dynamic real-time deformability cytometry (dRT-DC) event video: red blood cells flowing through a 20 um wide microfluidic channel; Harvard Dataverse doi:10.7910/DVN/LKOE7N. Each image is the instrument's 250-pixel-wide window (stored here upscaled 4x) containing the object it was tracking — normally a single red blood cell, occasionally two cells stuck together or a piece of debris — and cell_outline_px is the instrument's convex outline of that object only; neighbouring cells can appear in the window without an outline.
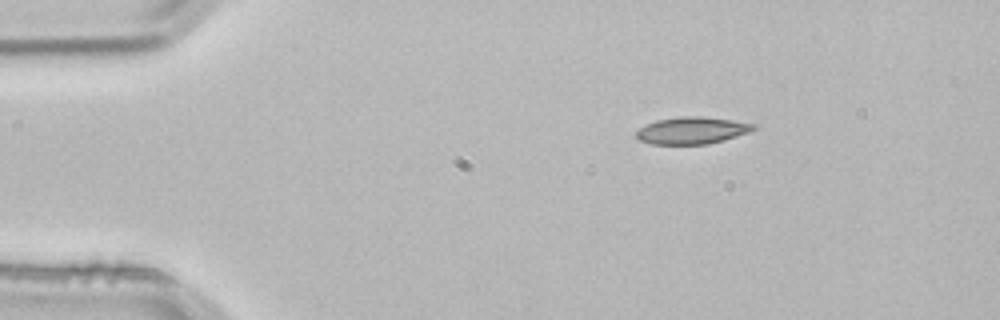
{"species": "common noctule bat (a hibernating species)", "species_latin": "Nyctalus noctula", "temperature_condition": "room temperature", "stored_images_in_passage": 2, "camera_frame_rate_fps": 3000, "um_per_image_px": 0.085, "animal": {"sex": "male", "body_mass_g": 21.5, "forearm_length_mm": 52.0}, "frame": {"image": 1, "passage_image": 1, "time_ms": 0.0, "image_size_px": [1000, 320], "cell_outline_px": [[756, 128], [748, 132], [724, 140], [708, 144], [652, 144], [640, 140], [636, 136], [636, 132], [640, 128], [656, 120], [680, 116], [704, 116], [732, 120], [756, 124]], "centroid_in_image_um": [58.83, 11.08], "position_along_channel_um": 26.2, "area_um2": 18.38}}